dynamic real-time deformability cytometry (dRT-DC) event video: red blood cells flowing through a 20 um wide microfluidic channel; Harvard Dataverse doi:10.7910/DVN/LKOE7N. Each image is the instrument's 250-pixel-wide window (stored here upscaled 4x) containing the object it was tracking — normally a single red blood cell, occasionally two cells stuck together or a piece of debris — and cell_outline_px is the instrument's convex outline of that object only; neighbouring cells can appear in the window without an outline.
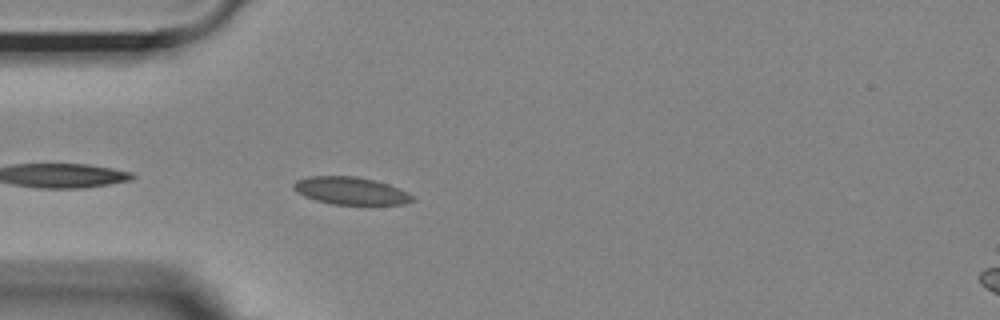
{"species": "Egyptian fruit bat (a non-hibernating species)", "species_latin": "Rousettus aegyptiacus", "temperature_condition": "room temperature", "stored_images_in_passage": 26, "camera_frame_rate_fps": 3000, "um_per_image_px": 0.085, "animal": {"sex": "female"}, "frame": {"image": 1, "passage_image": 2, "time_ms": 0.333, "image_size_px": [1000, 320], "cell_outline_px": [[416, 200], [404, 204], [332, 204], [316, 200], [304, 196], [296, 192], [292, 188], [292, 184], [296, 180], [312, 176], [356, 176], [388, 184], [408, 192]], "centroid_in_image_um": [29.78, 16.21], "position_along_channel_um": 55.2, "area_um2": 18.96}}
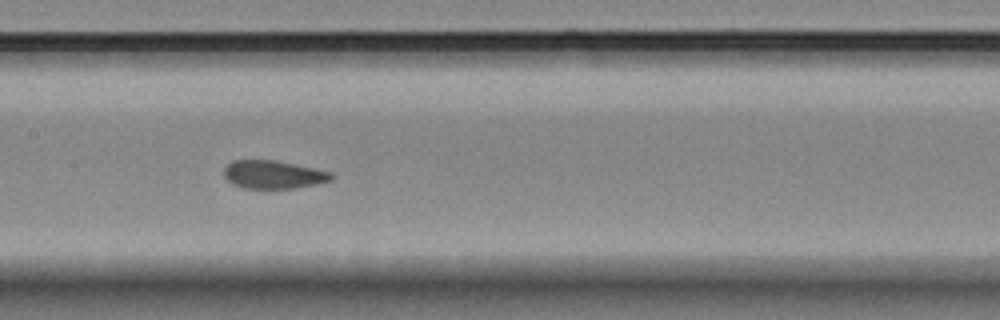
{"frame": {"image": 2, "passage_image": 13, "time_ms": 4.0, "image_size_px": [1000, 320], "cell_outline_px": [[332, 180], [316, 184], [296, 188], [244, 188], [232, 184], [224, 176], [224, 168], [232, 160], [276, 160], [332, 172]], "centroid_in_image_um": [23.22, 14.83], "position_along_channel_um": 184.2, "area_um2": 17.57}}
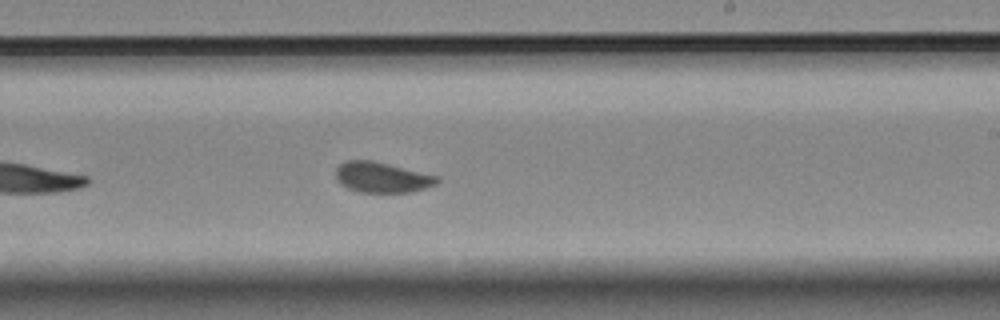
{"frame": {"image": 3, "passage_image": 19, "time_ms": 6.0, "image_size_px": [1000, 320], "cell_outline_px": [[440, 180], [436, 184], [412, 192], [360, 192], [348, 188], [340, 184], [336, 180], [336, 168], [340, 164], [348, 160], [372, 160], [440, 176]], "centroid_in_image_um": [32.47, 15.07], "position_along_channel_um": 256.5, "area_um2": 18.03}}